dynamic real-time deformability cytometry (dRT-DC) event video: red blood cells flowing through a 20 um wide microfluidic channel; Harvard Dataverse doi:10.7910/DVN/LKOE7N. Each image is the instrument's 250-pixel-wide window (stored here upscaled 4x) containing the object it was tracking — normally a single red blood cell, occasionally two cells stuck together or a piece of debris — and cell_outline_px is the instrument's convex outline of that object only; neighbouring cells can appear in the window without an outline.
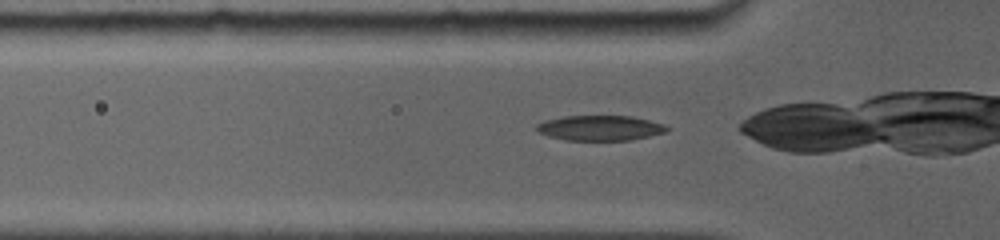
{"species": "common noctule bat (a hibernating species)", "species_latin": "Nyctalus noctula", "temperature_condition": "room temperature", "stored_images_in_passage": 50, "camera_frame_rate_fps": 5000, "um_per_image_px": 0.085, "animal": {"sex": "female", "body_mass_g": 19.0, "forearm_length_mm": 56.7}, "frame": {"image": 1, "passage_image": 2, "time_ms": 0.2, "image_size_px": [1000, 240], "cell_outline_px": [[672, 128], [668, 132], [632, 140], [564, 140], [548, 136], [536, 132], [536, 124], [544, 120], [564, 116], [632, 116], [664, 124]], "centroid_in_image_um": [51.02, 10.88], "position_along_channel_um": 74.8, "area_um2": 19.36}}
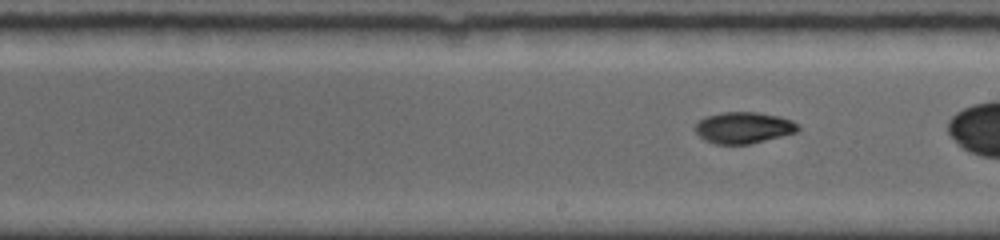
{"frame": {"image": 2, "passage_image": 24, "time_ms": 4.0, "image_size_px": [1000, 240], "cell_outline_px": [[800, 128], [796, 132], [748, 144], [716, 144], [704, 140], [696, 132], [696, 124], [704, 116], [724, 112], [756, 112], [780, 116], [792, 120], [800, 124]], "centroid_in_image_um": [63.21, 10.84], "position_along_channel_um": 225.8, "area_um2": 18.73}}
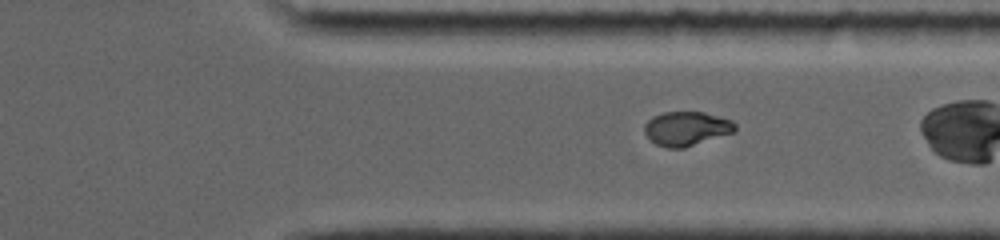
{"frame": {"image": 3, "passage_image": 45, "time_ms": 7.2, "image_size_px": [1000, 240], "cell_outline_px": [[736, 132], [684, 148], [668, 148], [656, 144], [644, 132], [644, 124], [652, 116], [664, 112], [704, 112], [732, 120], [736, 124]], "centroid_in_image_um": [58.37, 10.93], "position_along_channel_um": 353.0, "area_um2": 18.15}}